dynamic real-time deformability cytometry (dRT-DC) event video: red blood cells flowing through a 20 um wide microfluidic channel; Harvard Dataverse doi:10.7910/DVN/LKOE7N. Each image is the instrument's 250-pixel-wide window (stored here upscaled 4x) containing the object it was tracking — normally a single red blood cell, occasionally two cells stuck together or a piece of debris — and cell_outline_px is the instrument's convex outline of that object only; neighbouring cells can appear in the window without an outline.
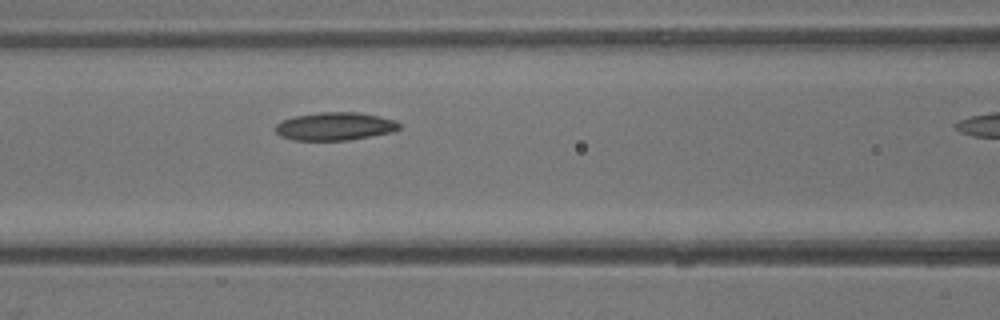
{"species": "common noctule bat (a hibernating species)", "species_latin": "Nyctalus noctula", "temperature_condition": "warm", "stored_images_in_passage": 8, "camera_frame_rate_fps": 3000, "um_per_image_px": 0.085, "animal": {"sex": "male", "body_mass_g": 13.3}, "frame": {"image": 1, "passage_image": 7, "time_ms": 2.0, "image_size_px": [1000, 320], "cell_outline_px": [[400, 128], [392, 132], [348, 140], [292, 140], [280, 136], [276, 132], [276, 124], [284, 120], [296, 116], [320, 112], [356, 112], [396, 120], [400, 124]], "centroid_in_image_um": [28.47, 10.74], "position_along_channel_um": 138.1, "area_um2": 20.0}}